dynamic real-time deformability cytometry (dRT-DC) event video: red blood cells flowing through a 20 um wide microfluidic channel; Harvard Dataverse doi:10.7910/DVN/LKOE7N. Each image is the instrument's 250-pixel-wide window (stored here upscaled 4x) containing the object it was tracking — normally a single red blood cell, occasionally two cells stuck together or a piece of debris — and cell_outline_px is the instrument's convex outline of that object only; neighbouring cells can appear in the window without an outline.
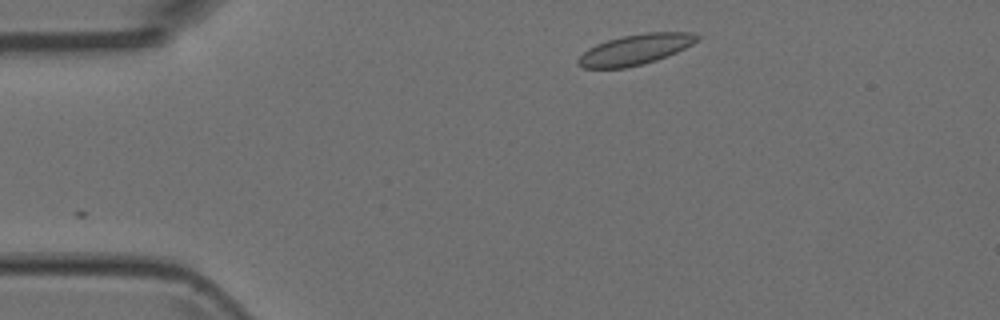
{"species": "Egyptian fruit bat (a non-hibernating species)", "species_latin": "Rousettus aegyptiacus", "temperature_condition": "room temperature", "stored_images_in_passage": 2, "camera_frame_rate_fps": 3000, "um_per_image_px": 0.085, "animal": {"sex": "female"}, "frame": {"image": 1, "passage_image": 1, "time_ms": 0.0, "image_size_px": [1000, 320], "cell_outline_px": [[700, 40], [668, 56], [644, 64], [624, 68], [584, 68], [576, 64], [576, 60], [588, 48], [596, 44], [620, 36], [648, 32], [692, 32], [700, 36]], "centroid_in_image_um": [54.0, 4.21], "position_along_channel_um": 31.0, "area_um2": 21.21}}